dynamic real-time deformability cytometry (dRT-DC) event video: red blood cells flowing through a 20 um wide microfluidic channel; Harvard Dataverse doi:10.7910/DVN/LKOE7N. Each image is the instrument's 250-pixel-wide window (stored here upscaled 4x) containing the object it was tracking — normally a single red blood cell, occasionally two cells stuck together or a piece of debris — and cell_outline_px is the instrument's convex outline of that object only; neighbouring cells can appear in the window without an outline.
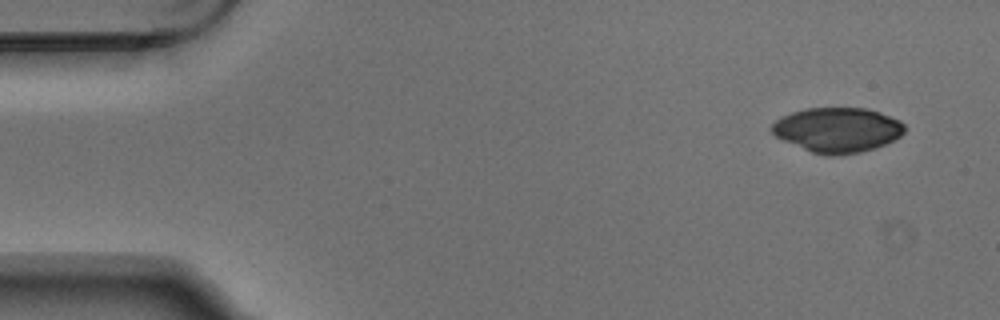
{"species": "Egyptian fruit bat (a non-hibernating species)", "species_latin": "Rousettus aegyptiacus", "temperature_condition": "warm", "stored_images_in_passage": 3, "camera_frame_rate_fps": 3000, "um_per_image_px": 0.085, "animal": {"sex": "male"}, "frame": {"image": 1, "passage_image": 1, "time_ms": 0.0, "image_size_px": [1000, 320], "cell_outline_px": [[904, 132], [900, 136], [884, 144], [860, 152], [832, 156], [828, 156], [812, 152], [784, 140], [776, 136], [772, 132], [772, 124], [776, 120], [792, 112], [808, 108], [868, 108], [880, 112], [900, 120], [904, 124]], "centroid_in_image_um": [71.2, 11.03], "position_along_channel_um": 13.8, "area_um2": 34.28}}